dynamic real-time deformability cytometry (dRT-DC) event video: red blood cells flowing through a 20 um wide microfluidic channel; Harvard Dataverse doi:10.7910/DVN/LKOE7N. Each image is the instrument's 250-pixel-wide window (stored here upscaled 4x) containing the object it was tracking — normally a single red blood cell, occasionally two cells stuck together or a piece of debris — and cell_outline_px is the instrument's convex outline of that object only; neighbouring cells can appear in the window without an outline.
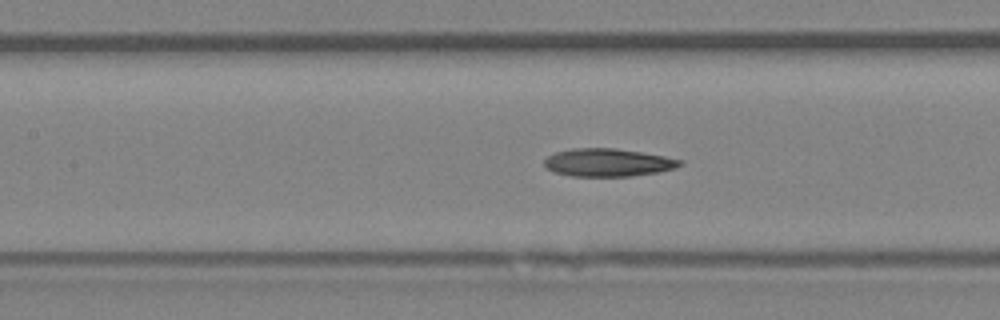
{"species": "Egyptian fruit bat (a non-hibernating species)", "species_latin": "Rousettus aegyptiacus", "temperature_condition": "room temperature", "stored_images_in_passage": 30, "camera_frame_rate_fps": 3000, "um_per_image_px": 0.085, "animal": {"sex": "female"}, "frame": {"image": 1, "passage_image": 9, "time_ms": 2.667, "image_size_px": [1000, 320], "cell_outline_px": [[684, 164], [676, 168], [656, 172], [632, 176], [572, 176], [552, 172], [544, 168], [544, 160], [548, 156], [556, 152], [572, 148], [616, 148], [664, 156], [684, 160]], "centroid_in_image_um": [51.66, 13.81], "position_along_channel_um": 155.7, "area_um2": 22.2}}